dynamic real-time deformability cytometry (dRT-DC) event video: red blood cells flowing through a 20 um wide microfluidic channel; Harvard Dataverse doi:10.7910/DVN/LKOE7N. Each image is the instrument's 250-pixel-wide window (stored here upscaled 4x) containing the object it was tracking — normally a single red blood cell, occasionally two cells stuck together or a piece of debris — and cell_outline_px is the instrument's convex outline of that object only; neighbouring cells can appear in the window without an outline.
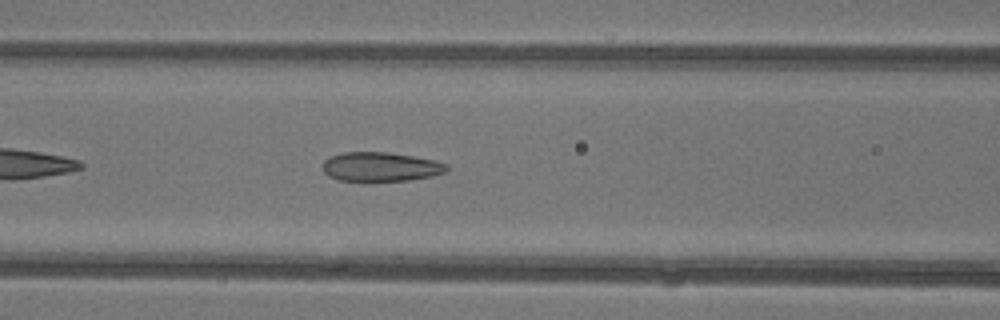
{"species": "common noctule bat (a hibernating species)", "species_latin": "Nyctalus noctula", "temperature_condition": "warm", "stored_images_in_passage": 34, "camera_frame_rate_fps": 3000, "um_per_image_px": 0.085, "animal": {"sex": "female"}, "frame": {"image": 1, "passage_image": 7, "time_ms": 2.0, "image_size_px": [1000, 320], "cell_outline_px": [[448, 168], [444, 172], [432, 176], [408, 180], [364, 184], [340, 180], [328, 176], [324, 172], [324, 160], [328, 156], [344, 152], [388, 152], [412, 156], [432, 160], [448, 164]], "centroid_in_image_um": [32.29, 14.22], "position_along_channel_um": 134.3, "area_um2": 21.79}}
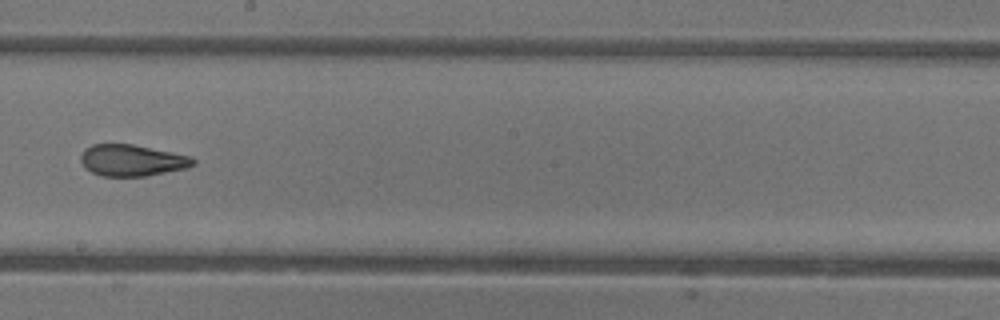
{"frame": {"image": 2, "passage_image": 14, "time_ms": 4.333, "image_size_px": [1000, 320], "cell_outline_px": [[196, 164], [188, 168], [144, 176], [100, 176], [84, 168], [80, 160], [80, 156], [84, 148], [92, 144], [132, 144], [192, 156], [196, 160]], "centroid_in_image_um": [11.21, 13.63], "position_along_channel_um": 237.0, "area_um2": 20.81}}
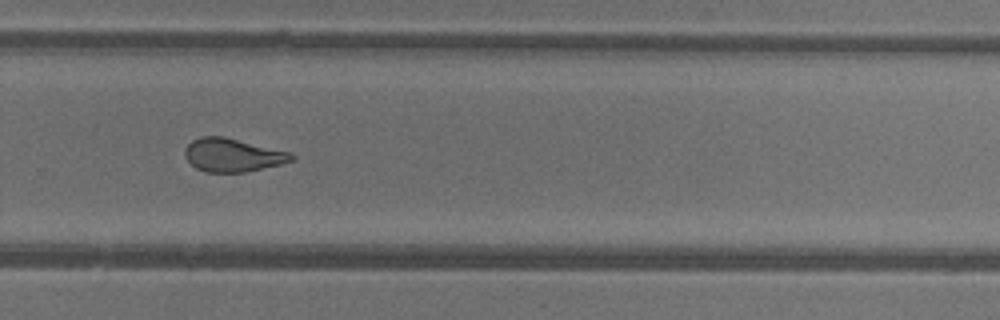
{"frame": {"image": 3, "passage_image": 19, "time_ms": 6.0, "image_size_px": [1000, 320], "cell_outline_px": [[296, 156], [292, 160], [280, 164], [244, 172], [204, 172], [196, 168], [184, 156], [184, 148], [192, 140], [200, 136], [224, 136], [292, 152]], "centroid_in_image_um": [19.76, 13.17], "position_along_channel_um": 310.0, "area_um2": 20.81}, "authors_computed_cell_mechanics": {"area_um2": 21.9062, "velocity_mm_per_s": 4.4016, "shape_relaxation_time_tau1_ms": 6.6692, "shape_relaxation_time_tau2_ms": 1.2883, "deformation_change_tau1": 0.1747, "deformation_change_tau2": 0.0787}}